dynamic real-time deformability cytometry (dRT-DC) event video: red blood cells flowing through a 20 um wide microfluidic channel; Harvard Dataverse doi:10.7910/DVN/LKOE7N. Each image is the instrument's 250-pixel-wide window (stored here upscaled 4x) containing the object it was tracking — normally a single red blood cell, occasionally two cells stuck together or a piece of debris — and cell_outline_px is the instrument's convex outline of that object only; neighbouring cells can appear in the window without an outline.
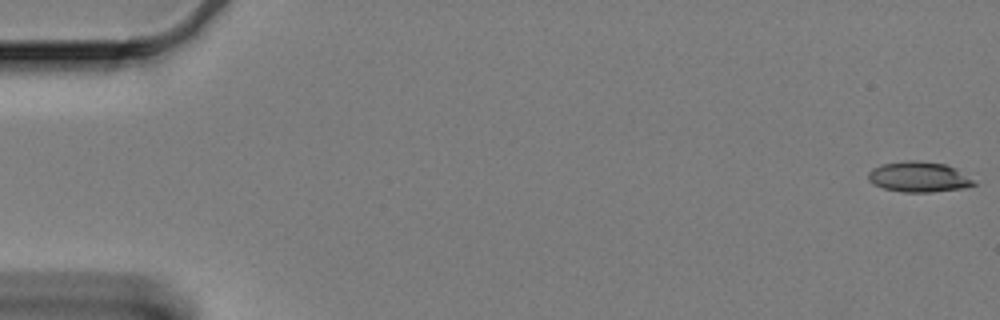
{"species": "Egyptian fruit bat (a non-hibernating species)", "species_latin": "Rousettus aegyptiacus", "temperature_condition": "cold", "stored_images_in_passage": 61, "camera_frame_rate_fps": 3000, "um_per_image_px": 0.085, "animal": {"sex": "female"}, "frame": {"image": 1, "passage_image": 1, "time_ms": 0.0, "image_size_px": [1000, 320], "cell_outline_px": [[976, 184], [964, 188], [932, 192], [904, 192], [884, 188], [872, 184], [868, 180], [868, 172], [872, 168], [880, 164], [904, 160], [916, 160], [944, 164], [956, 168], [972, 180]], "centroid_in_image_um": [78.04, 15.03], "position_along_channel_um": 7.0, "area_um2": 18.73}}
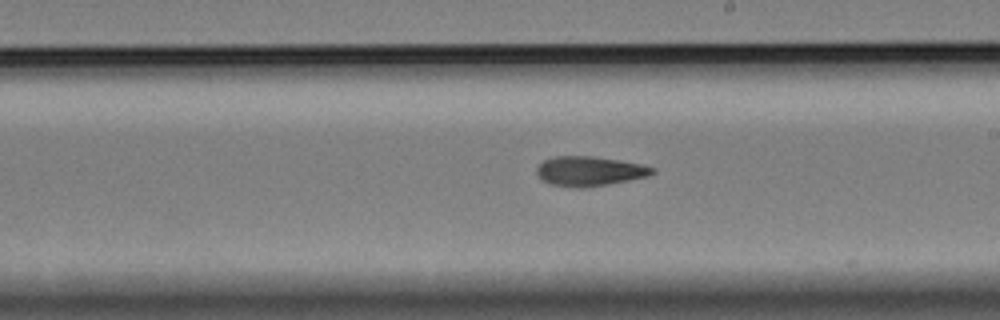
{"frame": {"image": 2, "passage_image": 35, "time_ms": 11.333, "image_size_px": [1000, 320], "cell_outline_px": [[656, 172], [648, 176], [588, 188], [576, 188], [552, 184], [544, 180], [536, 172], [536, 168], [544, 160], [556, 156], [592, 156], [640, 164], [656, 168]], "centroid_in_image_um": [50.12, 14.55], "position_along_channel_um": 238.9, "area_um2": 19.77}}
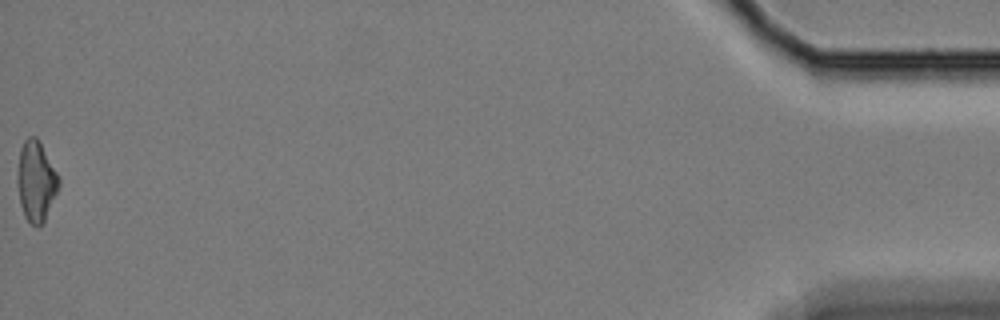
{"frame": {"image": 3, "passage_image": 61, "time_ms": 20.0, "image_size_px": [1000, 320], "cell_outline_px": [[60, 184], [44, 220], [36, 228], [24, 216], [20, 204], [16, 180], [20, 148], [24, 140], [28, 136], [36, 136], [40, 140], [60, 176]], "centroid_in_image_um": [3.06, 15.34], "position_along_channel_um": 432.1, "area_um2": 19.59}, "authors_computed_cell_mechanics": {"area_um2": 19.4786, "velocity_mm_per_s": 3.3214, "shape_relaxation_time_tau1_ms": 10.9494, "shape_relaxation_time_tau2_ms": 3.5149, "deformation_change_tau1": 0.2264, "deformation_change_tau2": 0.1247}}